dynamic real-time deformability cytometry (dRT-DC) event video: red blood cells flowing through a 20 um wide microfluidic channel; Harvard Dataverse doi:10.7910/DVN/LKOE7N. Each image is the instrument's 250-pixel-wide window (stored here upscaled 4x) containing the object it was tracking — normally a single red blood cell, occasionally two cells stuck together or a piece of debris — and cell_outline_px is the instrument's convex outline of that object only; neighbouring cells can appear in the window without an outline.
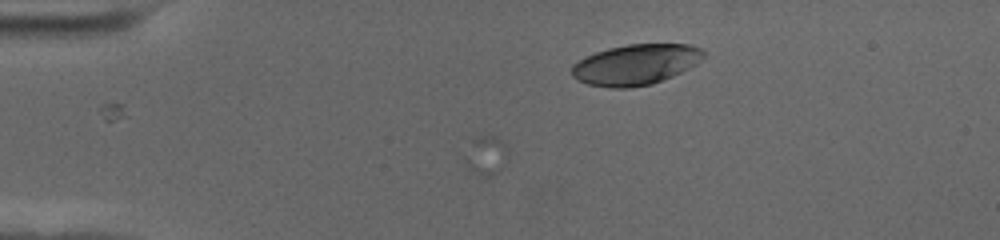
{"species": "human", "species_latin": "Homo sapiens", "temperature_condition": "cold", "stored_images_in_passage": 10, "camera_frame_rate_fps": 3000, "um_per_image_px": 0.085, "donor": {"sex": "female"}, "frame": {"image": 1, "passage_image": 10, "time_ms": 3.0, "image_size_px": [1000, 240], "cell_outline_px": [[704, 56], [696, 64], [672, 76], [652, 84], [628, 88], [612, 88], [588, 84], [576, 80], [572, 76], [572, 64], [596, 52], [608, 48], [628, 44], [688, 44], [700, 48], [704, 52]], "centroid_in_image_um": [54.02, 5.49], "position_along_channel_um": 31.0, "area_um2": 30.98}}